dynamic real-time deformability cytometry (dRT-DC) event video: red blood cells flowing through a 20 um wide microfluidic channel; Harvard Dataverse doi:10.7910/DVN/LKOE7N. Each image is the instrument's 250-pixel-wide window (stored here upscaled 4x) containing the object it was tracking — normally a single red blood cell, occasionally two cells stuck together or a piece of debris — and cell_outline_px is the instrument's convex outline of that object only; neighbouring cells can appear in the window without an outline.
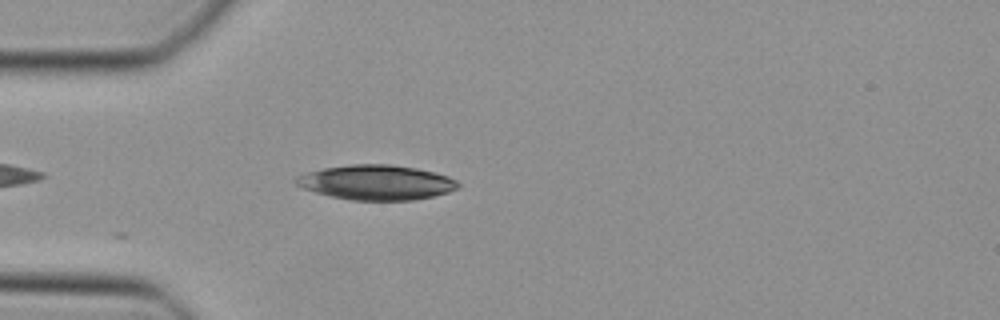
{"species": "Egyptian fruit bat (a non-hibernating species)", "species_latin": "Rousettus aegyptiacus", "temperature_condition": "cold", "stored_images_in_passage": 8, "camera_frame_rate_fps": 3000, "um_per_image_px": 0.085, "animal": {"sex": "female"}, "frame": {"image": 1, "passage_image": 2, "time_ms": 0.333, "image_size_px": [1000, 320], "cell_outline_px": [[460, 184], [456, 188], [448, 192], [432, 196], [412, 200], [352, 200], [332, 196], [316, 192], [304, 188], [296, 184], [292, 180], [296, 176], [308, 172], [324, 168], [352, 164], [388, 164], [416, 168], [448, 176], [456, 180]], "centroid_in_image_um": [31.97, 15.5], "position_along_channel_um": 53.0, "area_um2": 32.6}}
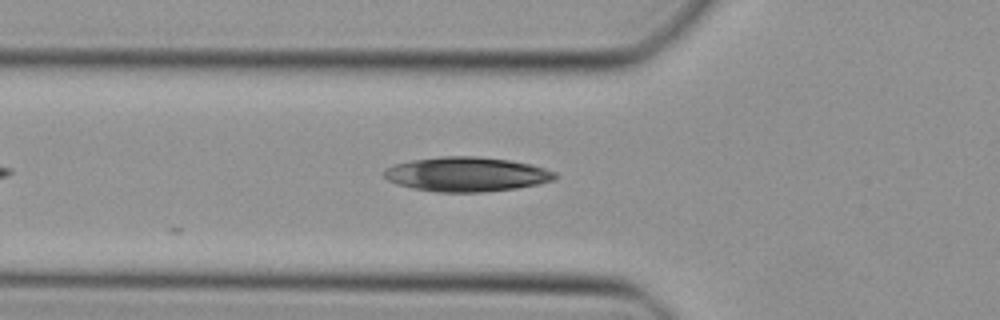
{"frame": {"image": 2, "passage_image": 5, "time_ms": 1.333, "image_size_px": [1000, 320], "cell_outline_px": [[560, 176], [552, 180], [540, 184], [516, 188], [480, 192], [436, 192], [412, 188], [396, 184], [388, 180], [384, 176], [384, 168], [392, 164], [412, 160], [440, 156], [480, 156], [508, 160], [532, 164], [556, 172]], "centroid_in_image_um": [39.65, 14.81], "position_along_channel_um": 86.1, "area_um2": 34.62}}
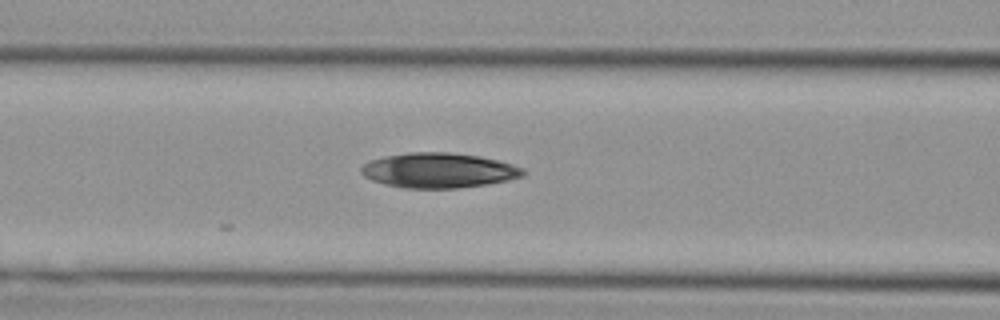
{"frame": {"image": 3, "passage_image": 8, "time_ms": 2.333, "image_size_px": [1000, 320], "cell_outline_px": [[524, 176], [508, 180], [488, 184], [456, 188], [404, 188], [384, 184], [372, 180], [364, 176], [360, 172], [360, 168], [368, 160], [384, 156], [408, 152], [448, 152], [480, 156], [512, 164], [524, 168]], "centroid_in_image_um": [37.26, 14.48], "position_along_channel_um": 129.3, "area_um2": 33.12}}